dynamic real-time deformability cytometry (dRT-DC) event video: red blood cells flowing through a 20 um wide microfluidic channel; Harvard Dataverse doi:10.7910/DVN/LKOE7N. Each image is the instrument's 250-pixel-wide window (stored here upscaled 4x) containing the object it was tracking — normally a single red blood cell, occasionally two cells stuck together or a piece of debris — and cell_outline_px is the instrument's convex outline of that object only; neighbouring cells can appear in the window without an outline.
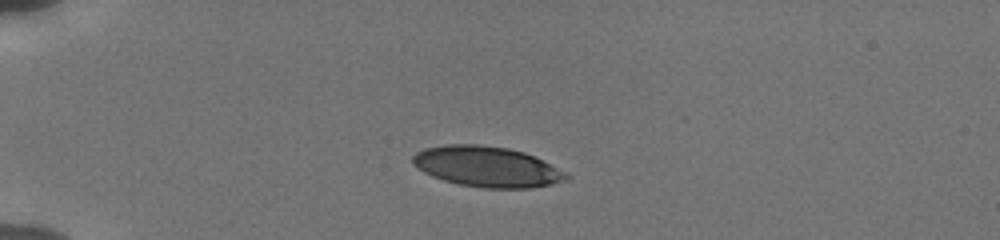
{"species": "human", "species_latin": "Homo sapiens", "temperature_condition": "cold", "stored_images_in_passage": 41, "camera_frame_rate_fps": 3000, "um_per_image_px": 0.085, "donor": {"sex": "male"}, "frame": {"image": 1, "passage_image": 1, "time_ms": 0.0, "image_size_px": [1000, 240], "cell_outline_px": [[568, 176], [564, 180], [552, 184], [528, 188], [484, 188], [460, 184], [444, 180], [432, 176], [416, 168], [412, 164], [412, 156], [416, 152], [424, 148], [448, 144], [480, 144], [508, 148], [524, 152], [568, 172]], "centroid_in_image_um": [41.36, 14.16], "position_along_channel_um": 43.6, "area_um2": 36.24}}
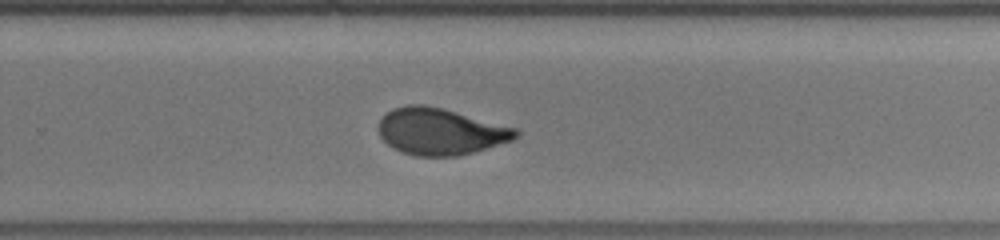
{"frame": {"image": 2, "passage_image": 24, "time_ms": 7.667, "image_size_px": [1000, 240], "cell_outline_px": [[520, 132], [512, 140], [472, 152], [456, 156], [416, 156], [392, 148], [380, 136], [380, 120], [384, 112], [392, 108], [404, 104], [424, 104], [440, 108], [516, 128]], "centroid_in_image_um": [37.38, 11.16], "position_along_channel_um": 292.4, "area_um2": 36.88}}
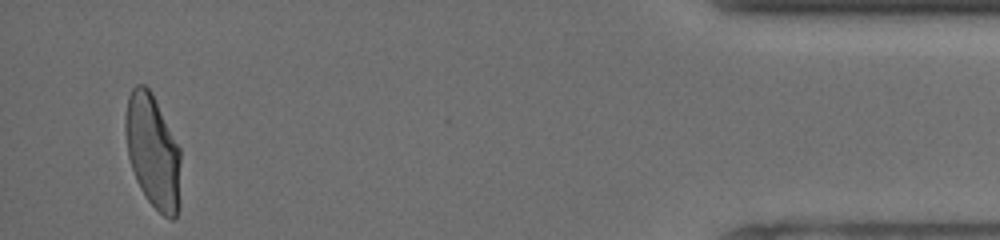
{"frame": {"image": 3, "passage_image": 39, "time_ms": 12.667, "image_size_px": [1000, 240], "cell_outline_px": [[180, 208], [176, 216], [172, 220], [164, 216], [148, 200], [140, 188], [136, 180], [128, 156], [124, 128], [124, 124], [128, 96], [132, 88], [136, 84], [144, 84], [152, 92], [180, 148]], "centroid_in_image_um": [13.0, 12.87], "position_along_channel_um": 422.2, "area_um2": 36.88}, "authors_computed_cell_mechanics": {"area_um2": 37.3388, "velocity_mm_per_s": 3.8362, "shape_relaxation_time_tau1_ms": 4.5617, "shape_relaxation_time_tau2_ms": 1.0059, "deformation_change_tau1": 0.1667, "deformation_change_tau2": 0.0682}}